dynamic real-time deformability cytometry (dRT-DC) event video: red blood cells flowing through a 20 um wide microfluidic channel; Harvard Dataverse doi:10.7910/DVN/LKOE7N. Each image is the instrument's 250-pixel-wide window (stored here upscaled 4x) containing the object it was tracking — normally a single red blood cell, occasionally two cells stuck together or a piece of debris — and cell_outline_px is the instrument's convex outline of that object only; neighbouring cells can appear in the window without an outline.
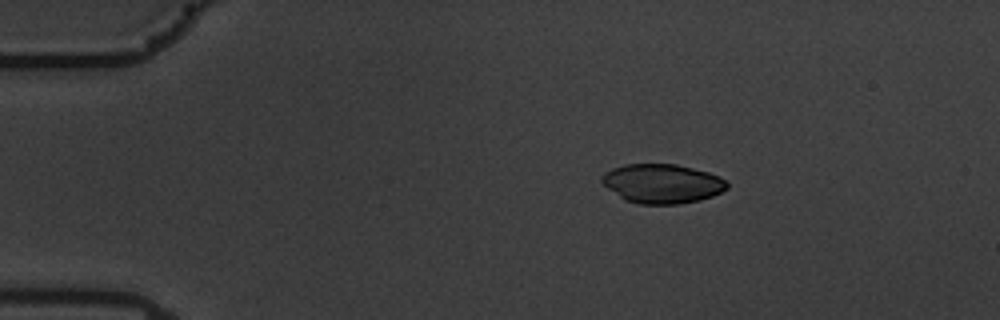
{"species": "common noctule bat (a hibernating species)", "species_latin": "Nyctalus noctula", "temperature_condition": "warm", "stored_images_in_passage": 48, "camera_frame_rate_fps": 3000, "um_per_image_px": 0.085, "animal": {"sex": "male", "body_mass_g": 19.5, "forearm_length_mm": 54.6}, "frame": {"image": 1, "passage_image": 1, "time_ms": 0.0, "image_size_px": [1000, 320], "cell_outline_px": [[728, 188], [712, 196], [700, 200], [680, 204], [640, 204], [624, 200], [608, 188], [600, 180], [600, 176], [604, 172], [612, 168], [624, 164], [676, 164], [708, 172], [720, 176], [728, 184]], "centroid_in_image_um": [56.27, 15.6], "position_along_channel_um": 28.7, "area_um2": 28.73}}
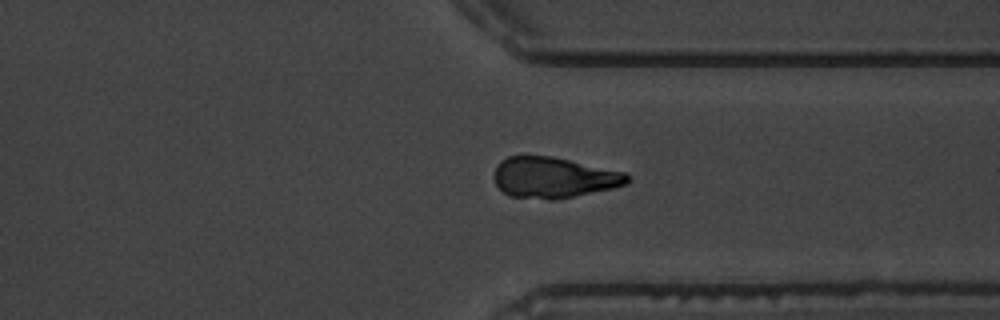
{"frame": {"image": 2, "passage_image": 35, "time_ms": 11.333, "image_size_px": [1000, 320], "cell_outline_px": [[632, 176], [628, 184], [612, 188], [556, 200], [548, 200], [508, 196], [496, 184], [496, 168], [500, 160], [508, 156], [552, 156], [624, 172]], "centroid_in_image_um": [47.09, 15.1], "position_along_channel_um": 364.3, "area_um2": 31.62}}
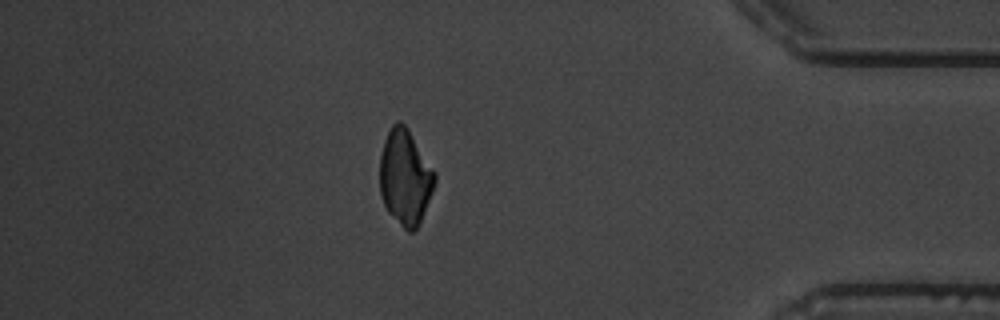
{"frame": {"image": 3, "passage_image": 41, "time_ms": 13.333, "image_size_px": [1000, 320], "cell_outline_px": [[436, 180], [432, 192], [420, 220], [416, 228], [412, 232], [408, 232], [388, 212], [380, 196], [380, 156], [384, 140], [392, 124], [396, 120], [400, 120], [408, 128], [436, 172]], "centroid_in_image_um": [34.43, 15.03], "position_along_channel_um": 400.8, "area_um2": 30.52}}